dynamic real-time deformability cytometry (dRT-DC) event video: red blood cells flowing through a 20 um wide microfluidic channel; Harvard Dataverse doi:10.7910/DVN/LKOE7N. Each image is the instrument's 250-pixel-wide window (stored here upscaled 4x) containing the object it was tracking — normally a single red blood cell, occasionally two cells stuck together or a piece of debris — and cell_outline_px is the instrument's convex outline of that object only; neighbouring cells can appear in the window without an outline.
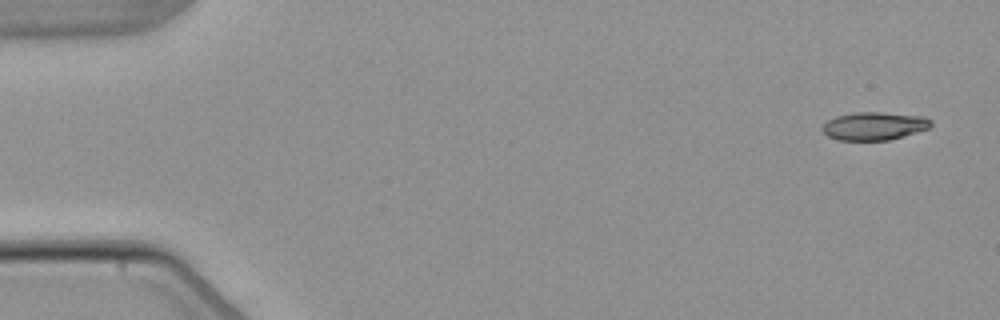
{"species": "common noctule bat (a hibernating species)", "species_latin": "Nyctalus noctula", "temperature_condition": "warm", "stored_images_in_passage": 5, "camera_frame_rate_fps": 3000, "um_per_image_px": 0.085, "animal": {"sex": "male", "body_mass_g": 21.5, "forearm_length_mm": 52.0}, "frame": {"image": 1, "passage_image": 1, "time_ms": 0.0, "image_size_px": [1000, 320], "cell_outline_px": [[932, 128], [888, 140], [836, 140], [828, 136], [820, 128], [828, 120], [836, 116], [852, 112], [884, 112], [924, 116], [932, 120]], "centroid_in_image_um": [74.33, 10.7], "position_along_channel_um": 10.7, "area_um2": 17.98}}
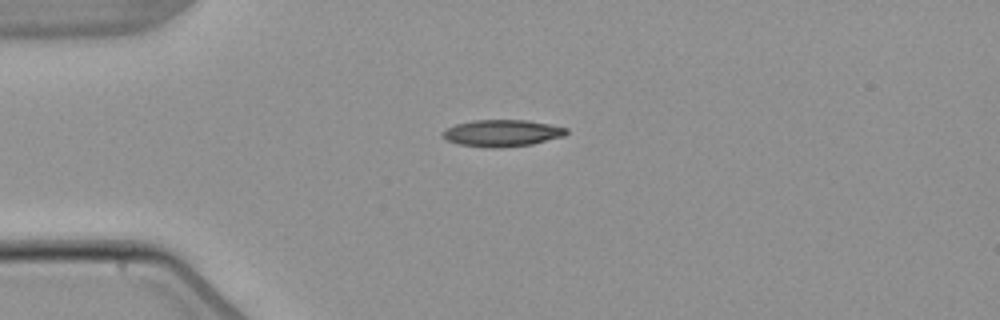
{"frame": {"image": 2, "passage_image": 4, "time_ms": 3.667, "image_size_px": [1000, 320], "cell_outline_px": [[568, 132], [564, 136], [532, 144], [500, 148], [484, 148], [456, 144], [440, 136], [440, 132], [456, 124], [472, 120], [528, 120], [568, 128]], "centroid_in_image_um": [42.64, 11.32], "position_along_channel_um": 42.4, "area_um2": 19.54}}